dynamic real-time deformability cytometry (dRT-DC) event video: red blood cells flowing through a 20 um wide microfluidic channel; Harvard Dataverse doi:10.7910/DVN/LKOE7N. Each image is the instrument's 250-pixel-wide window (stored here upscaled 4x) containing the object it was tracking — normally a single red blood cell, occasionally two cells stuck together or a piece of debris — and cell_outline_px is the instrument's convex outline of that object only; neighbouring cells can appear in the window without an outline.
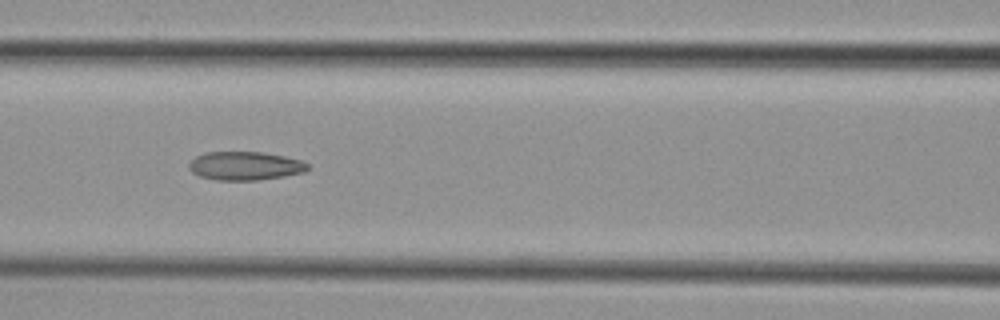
{"species": "common noctule bat (a hibernating species)", "species_latin": "Nyctalus noctula", "temperature_condition": "cold", "stored_images_in_passage": 4, "camera_frame_rate_fps": 3000, "um_per_image_px": 0.085, "animal": {"sex": "female", "body_mass_g": 29.2, "forearm_length_mm": 56.3}, "frame": {"image": 1, "passage_image": 3, "time_ms": 2.333, "image_size_px": [1000, 320], "cell_outline_px": [[308, 168], [304, 172], [284, 176], [260, 180], [216, 180], [200, 176], [192, 172], [188, 168], [188, 164], [196, 156], [204, 152], [260, 152], [284, 156], [300, 160], [308, 164]], "centroid_in_image_um": [20.8, 14.1], "position_along_channel_um": 145.8, "area_um2": 19.71}}
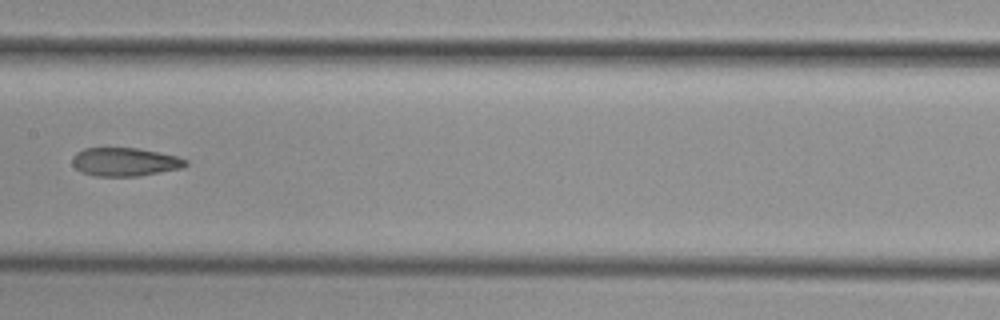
{"frame": {"image": 2, "passage_image": 4, "time_ms": 3.667, "image_size_px": [1000, 320], "cell_outline_px": [[188, 164], [184, 168], [136, 176], [92, 176], [80, 172], [72, 164], [72, 156], [76, 152], [84, 148], [136, 148], [176, 156], [188, 160]], "centroid_in_image_um": [10.58, 13.77], "position_along_channel_um": 196.8, "area_um2": 18.84}}